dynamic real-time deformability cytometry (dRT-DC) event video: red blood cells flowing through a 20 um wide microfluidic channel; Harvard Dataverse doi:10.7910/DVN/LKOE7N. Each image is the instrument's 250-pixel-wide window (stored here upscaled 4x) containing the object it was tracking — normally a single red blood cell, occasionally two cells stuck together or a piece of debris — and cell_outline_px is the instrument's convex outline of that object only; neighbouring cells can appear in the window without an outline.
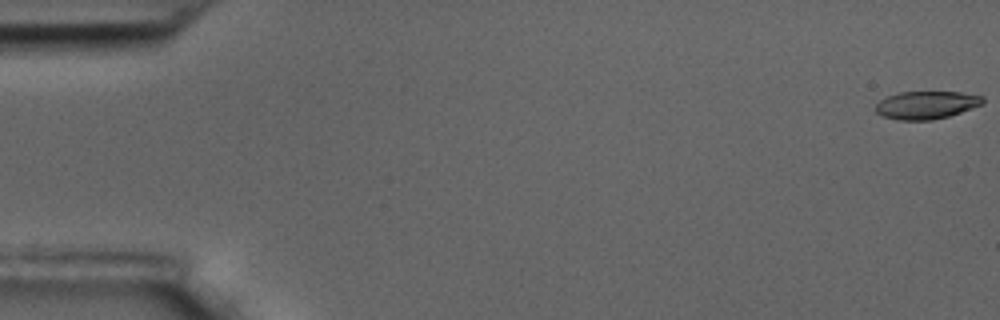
{"species": "common noctule bat (a hibernating species)", "species_latin": "Nyctalus noctula", "temperature_condition": "room temperature", "stored_images_in_passage": 7, "segment_of_instrument_passage": [1, 2], "camera_frame_rate_fps": 3000, "um_per_image_px": 0.085, "animal": {"sex": "male", "body_mass_g": 17.5, "forearm_length_mm": 52.3}, "frame": {"image": 1, "passage_image": 1, "time_ms": 0.0, "image_size_px": [1000, 320], "cell_outline_px": [[984, 104], [948, 116], [932, 120], [896, 120], [884, 116], [876, 112], [876, 104], [880, 100], [888, 96], [900, 92], [960, 92], [984, 96]], "centroid_in_image_um": [78.76, 8.92], "position_along_channel_um": 6.2, "area_um2": 17.34}}
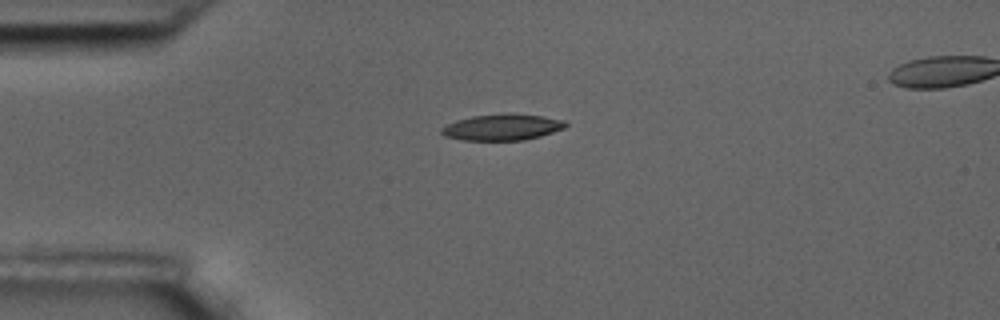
{"frame": {"image": 2, "passage_image": 5, "time_ms": 1.333, "image_size_px": [1000, 320], "cell_outline_px": [[568, 124], [564, 128], [540, 136], [524, 140], [460, 140], [444, 136], [440, 132], [440, 128], [456, 120], [472, 116], [540, 116], [564, 120]], "centroid_in_image_um": [42.63, 10.86], "position_along_channel_um": 42.4, "area_um2": 18.09}}